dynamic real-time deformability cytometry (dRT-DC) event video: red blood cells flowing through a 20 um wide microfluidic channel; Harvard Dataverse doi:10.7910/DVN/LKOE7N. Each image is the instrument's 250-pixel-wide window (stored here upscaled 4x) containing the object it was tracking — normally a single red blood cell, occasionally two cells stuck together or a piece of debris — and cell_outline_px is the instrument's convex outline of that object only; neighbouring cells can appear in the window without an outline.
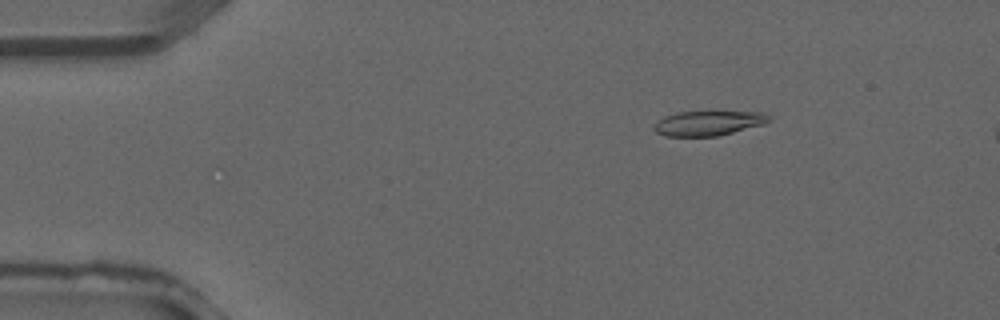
{"species": "common noctule bat (a hibernating species)", "species_latin": "Nyctalus noctula", "temperature_condition": "warm", "stored_images_in_passage": 35, "camera_frame_rate_fps": 3000, "um_per_image_px": 0.085, "animal": {"sex": "male", "forearm_length_mm": 52.5}, "frame": {"image": 1, "passage_image": 3, "time_ms": 0.667, "image_size_px": [1000, 320], "cell_outline_px": [[768, 120], [764, 124], [716, 136], [664, 136], [656, 132], [652, 128], [656, 120], [664, 116], [676, 112], [764, 112], [768, 116]], "centroid_in_image_um": [60.12, 10.47], "position_along_channel_um": 24.9, "area_um2": 16.42}}
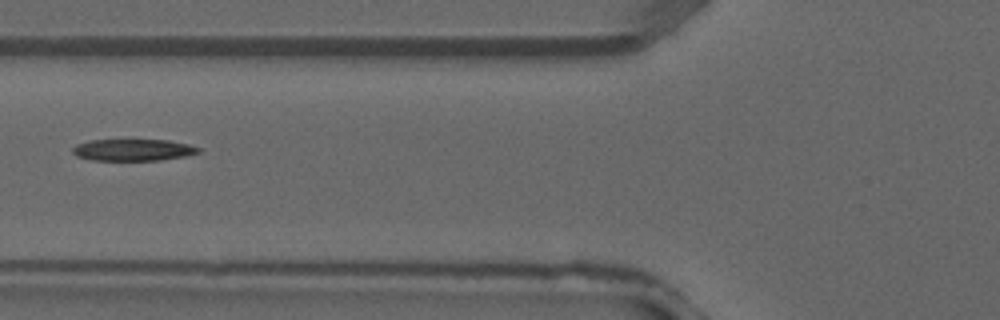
{"frame": {"image": 2, "passage_image": 12, "time_ms": 3.667, "image_size_px": [1000, 320], "cell_outline_px": [[200, 152], [188, 156], [160, 160], [92, 160], [76, 156], [72, 152], [72, 148], [76, 144], [92, 140], [168, 140], [188, 144], [200, 148]], "centroid_in_image_um": [11.32, 12.74], "position_along_channel_um": 114.5, "area_um2": 15.95}}
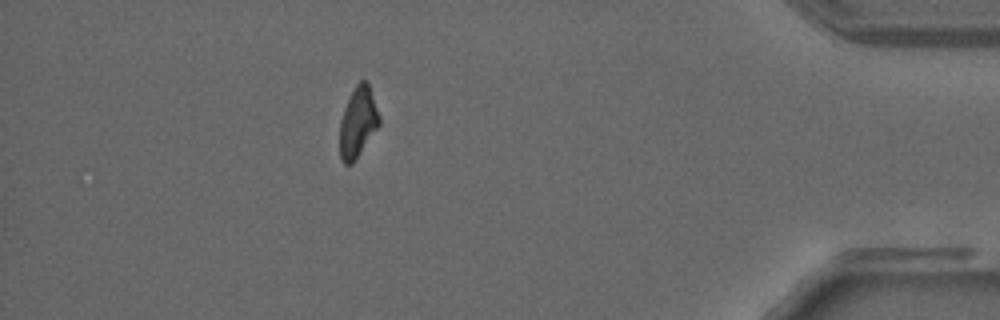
{"frame": {"image": 3, "passage_image": 31, "time_ms": 10.0, "image_size_px": [1000, 320], "cell_outline_px": [[380, 124], [356, 160], [352, 164], [344, 164], [340, 160], [340, 120], [344, 108], [356, 84], [360, 80], [368, 80], [380, 116]], "centroid_in_image_um": [30.43, 10.4], "position_along_channel_um": 404.8, "area_um2": 16.36}}